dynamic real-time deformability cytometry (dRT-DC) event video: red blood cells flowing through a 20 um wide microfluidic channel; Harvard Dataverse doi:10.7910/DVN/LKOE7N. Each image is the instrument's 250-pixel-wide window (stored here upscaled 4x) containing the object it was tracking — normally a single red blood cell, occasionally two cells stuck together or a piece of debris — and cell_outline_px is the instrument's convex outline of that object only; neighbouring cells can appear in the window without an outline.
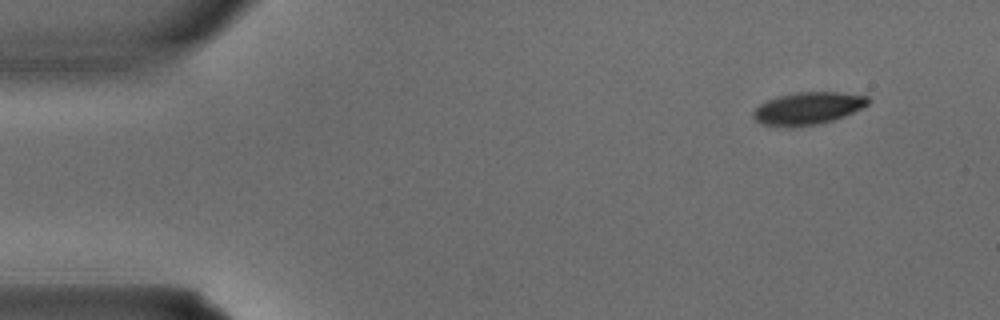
{"species": "common noctule bat (a hibernating species)", "species_latin": "Nyctalus noctula", "temperature_condition": "warm", "stored_images_in_passage": 2, "camera_frame_rate_fps": 3000, "um_per_image_px": 0.085, "animal": {"sex": "male", "body_mass_g": 15.6}, "frame": {"image": 1, "passage_image": 1, "time_ms": 0.0, "image_size_px": [1000, 320], "cell_outline_px": [[868, 104], [844, 116], [820, 124], [792, 128], [760, 124], [752, 116], [752, 112], [760, 104], [768, 100], [780, 96], [796, 92], [836, 92], [868, 96]], "centroid_in_image_um": [68.62, 9.23], "position_along_channel_um": 16.4, "area_um2": 21.62}}
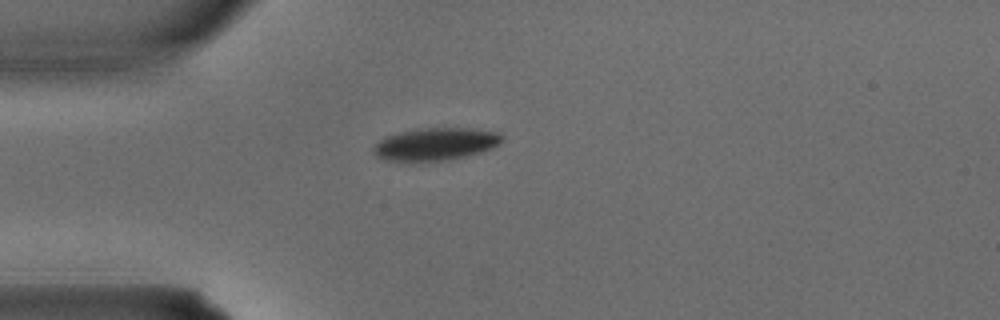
{"frame": {"image": 2, "passage_image": 2, "time_ms": 0.333, "image_size_px": [1000, 320], "cell_outline_px": [[504, 140], [500, 144], [492, 148], [480, 152], [464, 156], [444, 160], [384, 160], [376, 156], [372, 152], [372, 148], [384, 136], [416, 128], [472, 128], [496, 132], [504, 136]], "centroid_in_image_um": [37.02, 12.22], "position_along_channel_um": 48.0, "area_um2": 24.22}}